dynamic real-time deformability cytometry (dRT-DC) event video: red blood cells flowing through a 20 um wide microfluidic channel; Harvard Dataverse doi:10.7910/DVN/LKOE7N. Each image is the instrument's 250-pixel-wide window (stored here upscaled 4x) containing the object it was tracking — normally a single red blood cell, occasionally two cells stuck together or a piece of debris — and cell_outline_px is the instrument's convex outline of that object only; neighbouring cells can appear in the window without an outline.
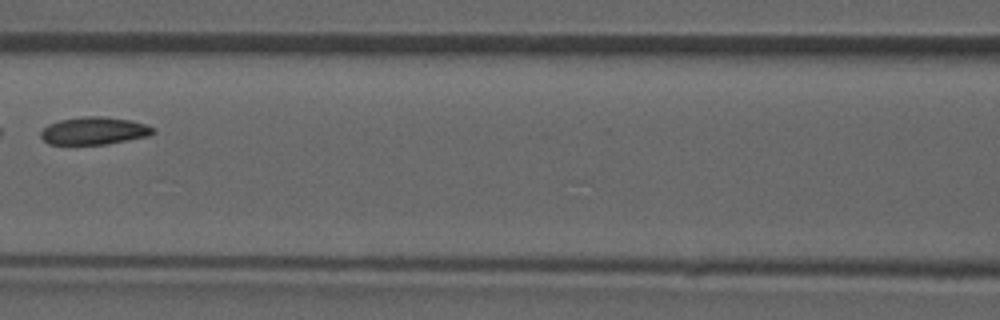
{"species": "common noctule bat (a hibernating species)", "species_latin": "Nyctalus noctula", "temperature_condition": "room temperature", "stored_images_in_passage": 5, "camera_frame_rate_fps": 3000, "um_per_image_px": 0.085, "animal": {"sex": "male", "forearm_length_mm": 52.5}, "frame": {"image": 1, "passage_image": 3, "time_ms": 2.333, "image_size_px": [1000, 320], "cell_outline_px": [[156, 132], [148, 136], [108, 144], [48, 144], [40, 136], [40, 132], [48, 124], [60, 120], [80, 116], [104, 116], [132, 120], [156, 128]], "centroid_in_image_um": [8.02, 11.11], "position_along_channel_um": 158.6, "area_um2": 18.21}}